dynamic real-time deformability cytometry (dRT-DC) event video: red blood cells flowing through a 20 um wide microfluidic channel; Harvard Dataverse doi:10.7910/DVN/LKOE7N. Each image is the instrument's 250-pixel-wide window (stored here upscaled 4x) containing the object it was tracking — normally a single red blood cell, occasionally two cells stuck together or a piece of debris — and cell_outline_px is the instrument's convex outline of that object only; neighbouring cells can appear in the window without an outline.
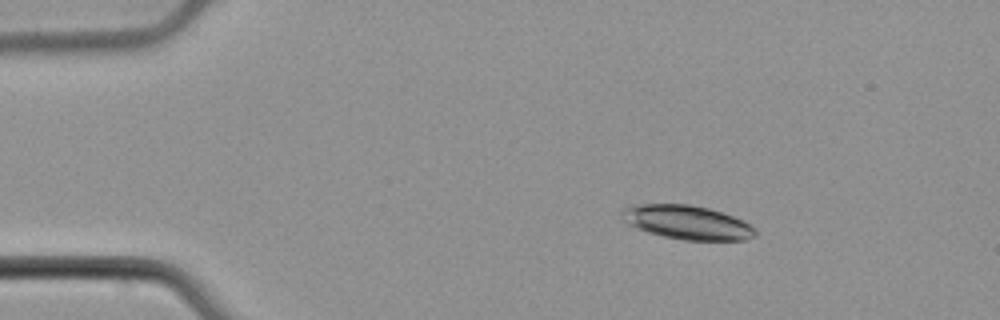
{"species": "common noctule bat (a hibernating species)", "species_latin": "Nyctalus noctula", "temperature_condition": "cold", "stored_images_in_passage": 56, "camera_frame_rate_fps": 3000, "um_per_image_px": 0.085, "animal": {"sex": "male", "body_mass_g": 21.5, "forearm_length_mm": 52.0}, "frame": {"image": 1, "passage_image": 10, "time_ms": 3.0, "image_size_px": [1000, 320], "cell_outline_px": [[756, 236], [744, 240], [684, 240], [664, 236], [648, 232], [636, 228], [620, 220], [620, 208], [628, 204], [688, 204], [708, 208], [744, 220], [756, 228]], "centroid_in_image_um": [58.34, 18.89], "position_along_channel_um": 26.7, "area_um2": 26.76}}
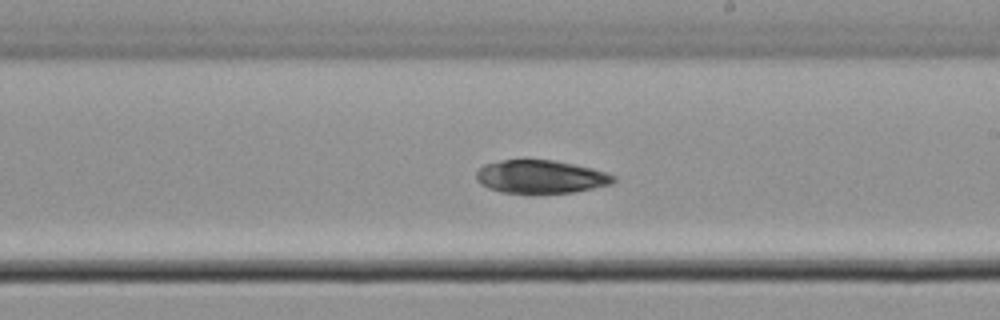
{"frame": {"image": 2, "passage_image": 33, "time_ms": 10.667, "image_size_px": [1000, 320], "cell_outline_px": [[616, 180], [612, 184], [572, 192], [532, 196], [500, 192], [488, 188], [480, 184], [476, 180], [476, 172], [484, 164], [500, 160], [552, 160], [592, 168], [616, 176]], "centroid_in_image_um": [45.91, 15.07], "position_along_channel_um": 243.1, "area_um2": 27.22}}
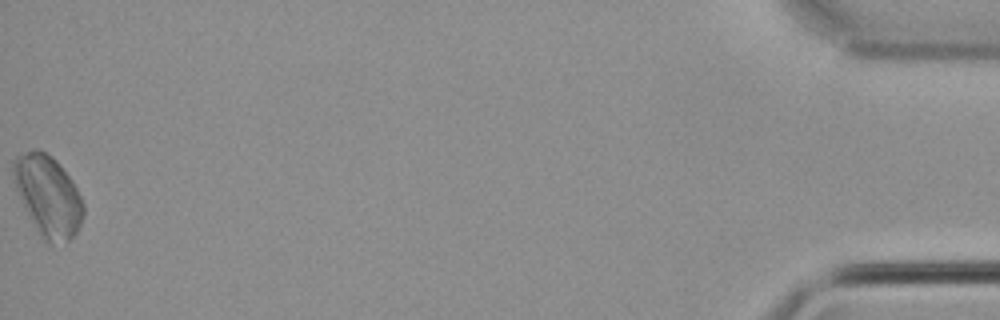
{"frame": {"image": 3, "passage_image": 56, "time_ms": 18.333, "image_size_px": [1000, 320], "cell_outline_px": [[84, 216], [76, 232], [68, 240], [52, 244], [44, 244], [32, 224], [24, 208], [16, 188], [12, 172], [12, 160], [16, 156], [36, 148], [52, 156], [60, 164], [72, 180], [84, 204]], "centroid_in_image_um": [4.06, 16.66], "position_along_channel_um": 431.1, "area_um2": 33.18}}